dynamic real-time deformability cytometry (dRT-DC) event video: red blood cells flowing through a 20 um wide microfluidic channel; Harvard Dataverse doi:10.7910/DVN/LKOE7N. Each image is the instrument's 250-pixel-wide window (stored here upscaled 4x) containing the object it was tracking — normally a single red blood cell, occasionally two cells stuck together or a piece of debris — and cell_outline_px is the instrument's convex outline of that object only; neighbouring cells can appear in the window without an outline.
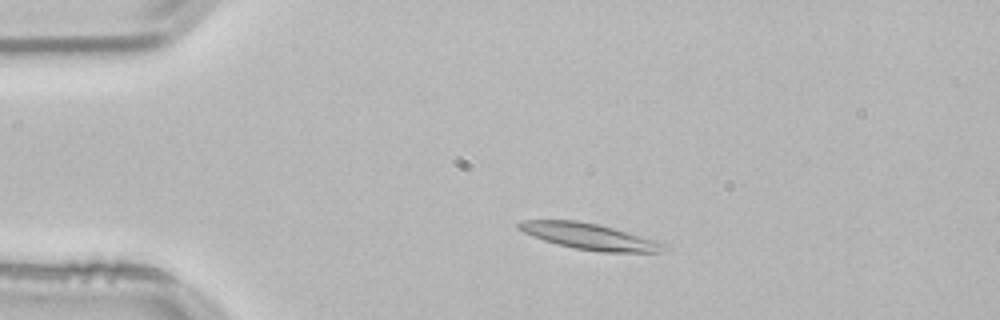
{"species": "common noctule bat (a hibernating species)", "species_latin": "Nyctalus noctula", "temperature_condition": "room temperature", "stored_images_in_passage": 53, "camera_frame_rate_fps": 3000, "um_per_image_px": 0.085, "animal": {"sex": "male", "body_mass_g": 21.5, "forearm_length_mm": 52.0}, "frame": {"image": 1, "passage_image": 10, "time_ms": 3.0, "image_size_px": [1000, 320], "cell_outline_px": [[668, 244], [664, 248], [656, 252], [600, 252], [576, 248], [556, 244], [532, 236], [516, 228], [516, 224], [520, 220], [576, 220], [596, 224], [612, 228], [656, 240]], "centroid_in_image_um": [50.04, 20.09], "position_along_channel_um": 35.0, "area_um2": 21.85}}
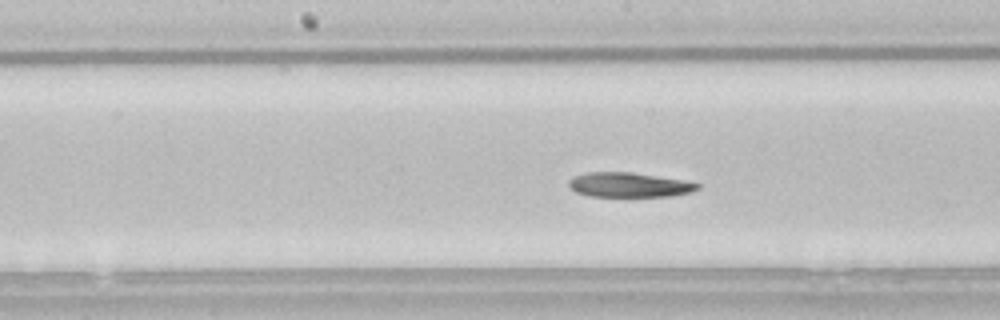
{"frame": {"image": 2, "passage_image": 26, "time_ms": 8.333, "image_size_px": [1000, 320], "cell_outline_px": [[700, 188], [688, 192], [672, 196], [588, 196], [576, 192], [568, 184], [568, 180], [576, 176], [588, 172], [632, 172], [684, 180], [700, 184]], "centroid_in_image_um": [53.47, 15.71], "position_along_channel_um": 194.7, "area_um2": 18.32}}
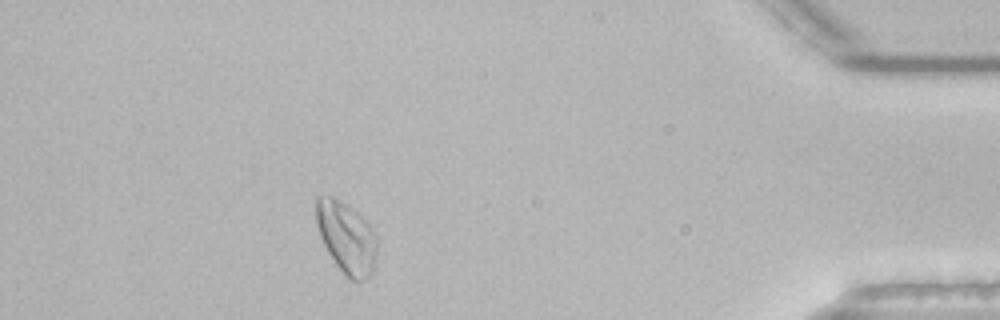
{"frame": {"image": 3, "passage_image": 47, "time_ms": 15.333, "image_size_px": [1000, 320], "cell_outline_px": [[376, 260], [372, 276], [364, 280], [352, 280], [336, 264], [328, 252], [320, 236], [316, 224], [316, 196], [332, 196], [348, 204], [372, 228], [376, 236]], "centroid_in_image_um": [29.45, 20.18], "position_along_channel_um": 405.7, "area_um2": 25.26}, "authors_computed_cell_mechanics": {"area_um2": 20.0566, "velocity_mm_per_s": 3.7589, "shape_relaxation_time_tau1_ms": 10.0438, "shape_relaxation_time_tau2_ms": 6.6736, "deformation_change_tau1": 0.2086, "deformation_change_tau2": 0.1338}}